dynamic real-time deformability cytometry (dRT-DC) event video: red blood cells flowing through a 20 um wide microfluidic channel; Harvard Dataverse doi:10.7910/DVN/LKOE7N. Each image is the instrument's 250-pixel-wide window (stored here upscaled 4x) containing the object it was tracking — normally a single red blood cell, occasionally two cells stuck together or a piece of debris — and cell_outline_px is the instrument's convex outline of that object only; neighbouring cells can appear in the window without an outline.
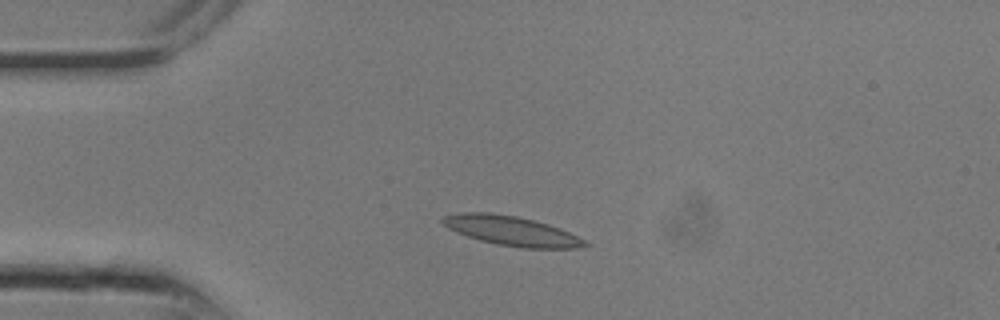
{"species": "common noctule bat (a hibernating species)", "species_latin": "Nyctalus noctula", "temperature_condition": "room temperature", "stored_images_in_passage": 9, "camera_frame_rate_fps": 3000, "um_per_image_px": 0.085, "animal": {"sex": "male", "body_mass_g": 13.3}, "frame": {"image": 1, "passage_image": 5, "time_ms": 1.333, "image_size_px": [1000, 320], "cell_outline_px": [[592, 244], [576, 248], [520, 248], [496, 244], [480, 240], [456, 232], [448, 228], [440, 220], [444, 216], [460, 212], [492, 212], [516, 216], [548, 224], [560, 228], [588, 240]], "centroid_in_image_um": [43.51, 19.62], "position_along_channel_um": 41.5, "area_um2": 24.62}}
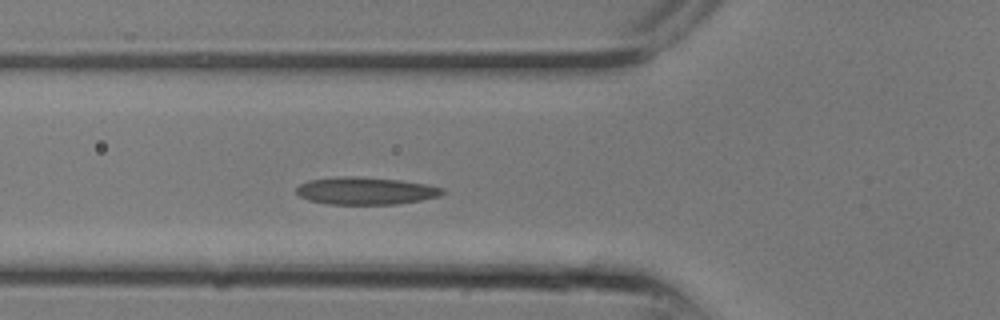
{"frame": {"image": 2, "passage_image": 8, "time_ms": 2.333, "image_size_px": [1000, 320], "cell_outline_px": [[444, 192], [440, 196], [420, 200], [396, 204], [328, 204], [308, 200], [300, 196], [296, 192], [296, 188], [300, 184], [308, 180], [344, 176], [352, 176], [400, 180], [424, 184], [444, 188]], "centroid_in_image_um": [31.06, 16.22], "position_along_channel_um": 94.7, "area_um2": 23.18}}